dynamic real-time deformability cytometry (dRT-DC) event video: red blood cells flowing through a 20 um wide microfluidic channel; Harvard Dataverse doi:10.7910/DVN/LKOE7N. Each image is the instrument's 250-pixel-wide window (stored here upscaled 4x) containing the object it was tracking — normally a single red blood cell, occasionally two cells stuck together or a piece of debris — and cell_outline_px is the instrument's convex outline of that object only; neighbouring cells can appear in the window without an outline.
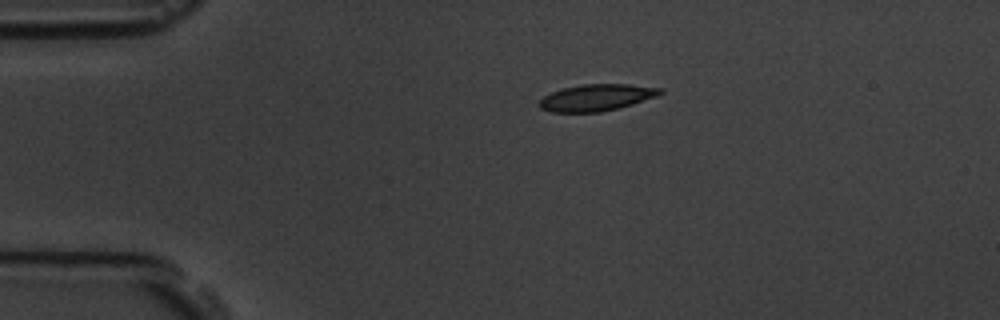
{"species": "common noctule bat (a hibernating species)", "species_latin": "Nyctalus noctula", "temperature_condition": "room temperature", "stored_images_in_passage": 2, "camera_frame_rate_fps": 3000, "um_per_image_px": 0.085, "animal": {"sex": "male", "body_mass_g": 19.5, "forearm_length_mm": 54.6}, "frame": {"image": 1, "passage_image": 1, "time_ms": 0.0, "image_size_px": [1000, 320], "cell_outline_px": [[664, 92], [656, 96], [632, 104], [600, 112], [552, 112], [540, 108], [536, 104], [544, 96], [552, 92], [564, 88], [584, 84], [632, 84], [664, 88]], "centroid_in_image_um": [50.71, 8.28], "position_along_channel_um": 34.3, "area_um2": 18.73}}